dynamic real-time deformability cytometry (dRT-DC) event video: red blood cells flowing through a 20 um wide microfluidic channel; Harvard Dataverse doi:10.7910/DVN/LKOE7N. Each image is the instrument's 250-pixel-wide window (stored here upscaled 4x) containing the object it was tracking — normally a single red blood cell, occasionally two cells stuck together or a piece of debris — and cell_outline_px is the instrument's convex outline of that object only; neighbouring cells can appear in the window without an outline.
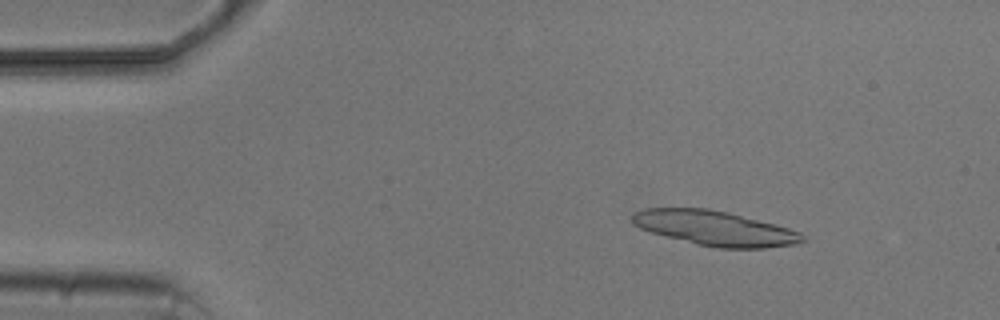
{"species": "common noctule bat (a hibernating species)", "species_latin": "Nyctalus noctula", "temperature_condition": "cold", "stored_images_in_passage": 6, "camera_frame_rate_fps": 3000, "um_per_image_px": 0.085, "animal": {"sex": "male", "body_mass_g": 20.5, "forearm_length_mm": 52.5}, "frame": {"image": 1, "passage_image": 2, "time_ms": 1.333, "image_size_px": [1000, 320], "cell_outline_px": [[808, 240], [796, 244], [764, 248], [716, 248], [696, 244], [652, 232], [640, 228], [632, 224], [632, 212], [644, 208], [708, 208], [728, 212], [776, 224], [800, 232]], "centroid_in_image_um": [60.77, 19.39], "position_along_channel_um": 24.2, "area_um2": 34.56}}
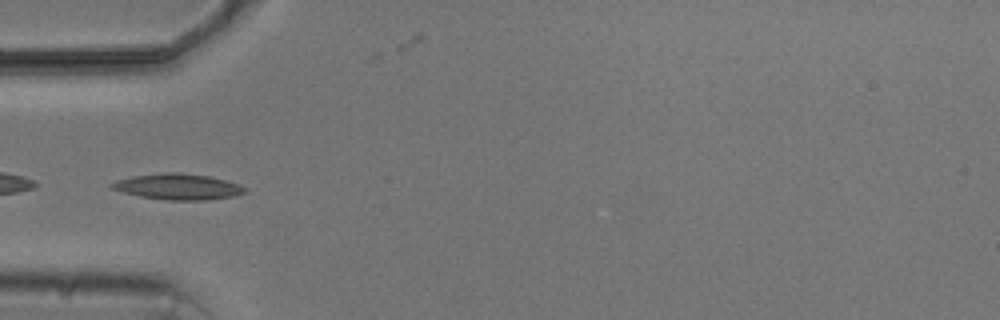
{"frame": {"image": 2, "passage_image": 5, "time_ms": 4.667, "image_size_px": [1000, 320], "cell_outline_px": [[248, 192], [232, 196], [208, 200], [168, 200], [140, 196], [124, 192], [112, 188], [108, 184], [116, 180], [132, 176], [168, 172], [180, 172], [208, 176], [224, 180], [248, 188]], "centroid_in_image_um": [15.13, 15.87], "position_along_channel_um": 69.9, "area_um2": 19.94}}